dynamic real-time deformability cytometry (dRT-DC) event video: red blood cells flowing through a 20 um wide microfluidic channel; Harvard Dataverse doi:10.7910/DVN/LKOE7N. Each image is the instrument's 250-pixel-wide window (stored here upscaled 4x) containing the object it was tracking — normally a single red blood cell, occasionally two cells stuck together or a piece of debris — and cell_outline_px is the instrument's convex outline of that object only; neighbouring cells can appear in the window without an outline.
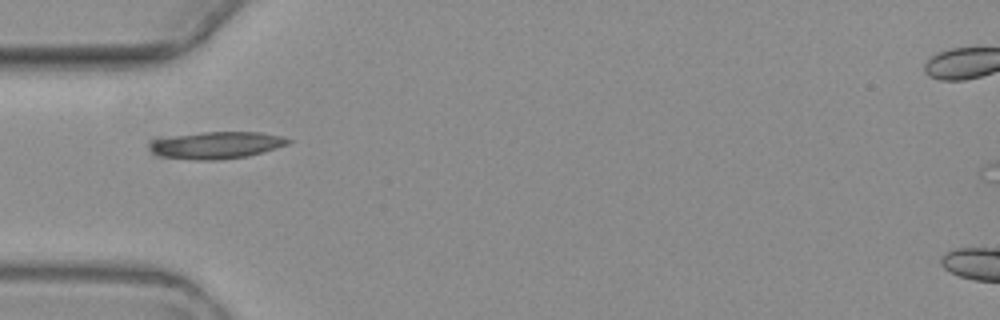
{"species": "common noctule bat (a hibernating species)", "species_latin": "Nyctalus noctula", "temperature_condition": "warm", "stored_images_in_passage": 3, "camera_frame_rate_fps": 3000, "um_per_image_px": 0.085, "animal": {"sex": "female", "body_mass_g": 19.3, "forearm_length_mm": 54.1}, "frame": {"image": 1, "passage_image": 1, "time_ms": 0.0, "image_size_px": [1000, 320], "cell_outline_px": [[292, 140], [288, 144], [276, 148], [248, 156], [220, 160], [196, 160], [156, 156], [148, 152], [148, 140], [156, 136], [204, 132], [260, 132], [280, 136]], "centroid_in_image_um": [18.21, 12.33], "position_along_channel_um": 66.8, "area_um2": 22.6}}
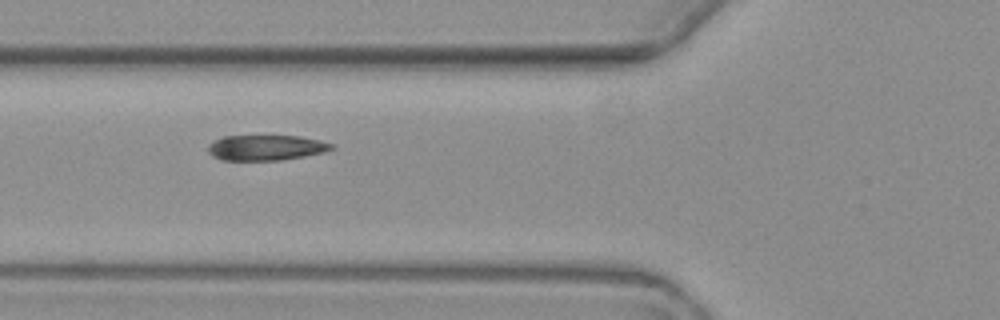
{"frame": {"image": 2, "passage_image": 2, "time_ms": 1.0, "image_size_px": [1000, 320], "cell_outline_px": [[336, 148], [324, 152], [304, 156], [280, 160], [220, 160], [212, 156], [208, 152], [208, 144], [224, 136], [300, 136], [320, 140], [336, 144]], "centroid_in_image_um": [22.64, 12.55], "position_along_channel_um": 103.2, "area_um2": 18.38}}
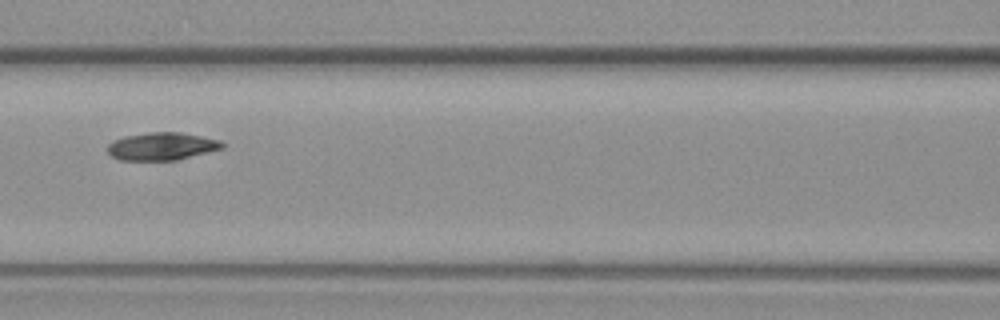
{"frame": {"image": 3, "passage_image": 3, "time_ms": 2.333, "image_size_px": [1000, 320], "cell_outline_px": [[224, 148], [176, 160], [120, 160], [112, 156], [108, 152], [108, 144], [112, 140], [124, 136], [148, 132], [180, 132], [220, 140], [224, 144]], "centroid_in_image_um": [13.73, 12.43], "position_along_channel_um": 152.9, "area_um2": 18.5}}